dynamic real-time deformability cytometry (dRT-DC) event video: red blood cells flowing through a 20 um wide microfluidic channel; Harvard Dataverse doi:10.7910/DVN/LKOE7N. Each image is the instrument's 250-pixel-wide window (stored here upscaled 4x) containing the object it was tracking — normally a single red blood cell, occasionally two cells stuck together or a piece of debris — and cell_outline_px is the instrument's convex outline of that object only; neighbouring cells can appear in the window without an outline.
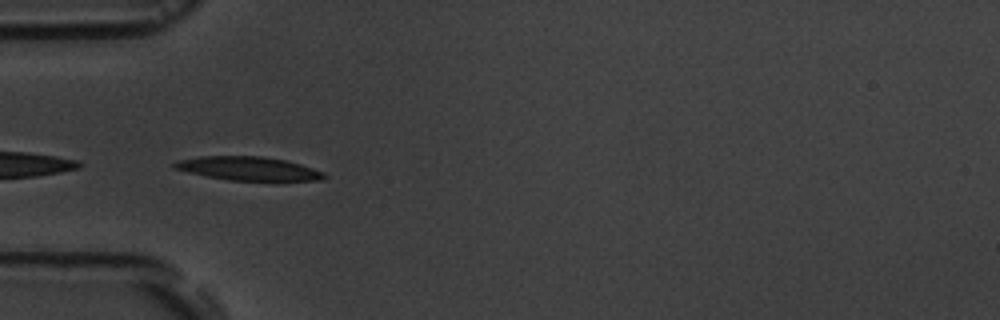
{"species": "common noctule bat (a hibernating species)", "species_latin": "Nyctalus noctula", "temperature_condition": "room temperature", "stored_images_in_passage": 6, "camera_frame_rate_fps": 3000, "um_per_image_px": 0.085, "animal": {"sex": "male", "body_mass_g": 19.5, "forearm_length_mm": 54.6}, "frame": {"image": 1, "passage_image": 5, "time_ms": 5.667, "image_size_px": [1000, 320], "cell_outline_px": [[328, 176], [320, 180], [276, 184], [228, 180], [188, 172], [172, 168], [172, 164], [176, 160], [200, 156], [260, 156], [288, 160], [324, 172]], "centroid_in_image_um": [21.22, 14.38], "position_along_channel_um": 63.8, "area_um2": 21.91}}
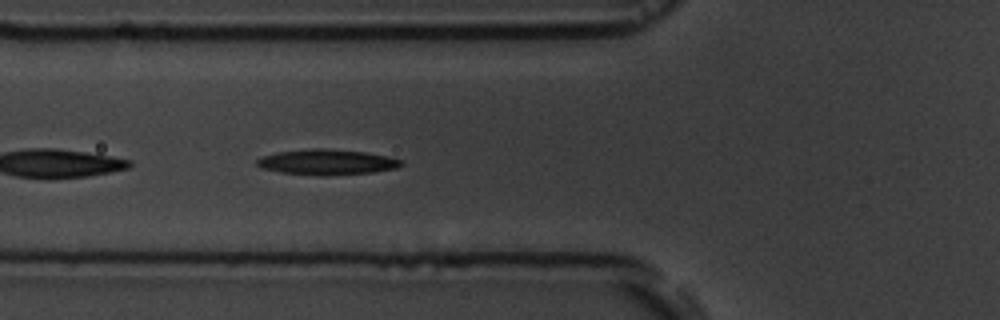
{"frame": {"image": 2, "passage_image": 6, "time_ms": 6.667, "image_size_px": [1000, 320], "cell_outline_px": [[404, 164], [396, 168], [372, 172], [328, 176], [320, 176], [280, 172], [260, 168], [256, 164], [256, 160], [260, 156], [276, 152], [312, 148], [324, 148], [364, 152], [388, 156], [404, 160]], "centroid_in_image_um": [27.77, 13.78], "position_along_channel_um": 98.0, "area_um2": 21.68}}